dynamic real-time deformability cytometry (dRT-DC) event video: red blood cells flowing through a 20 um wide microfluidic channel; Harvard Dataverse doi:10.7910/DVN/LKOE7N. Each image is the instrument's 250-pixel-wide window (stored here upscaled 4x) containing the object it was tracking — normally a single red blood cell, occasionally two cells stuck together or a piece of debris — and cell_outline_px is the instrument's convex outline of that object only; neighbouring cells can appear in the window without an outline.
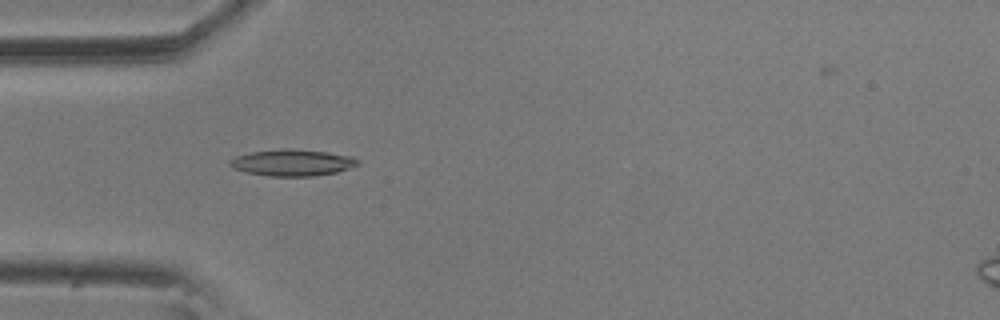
{"species": "common noctule bat (a hibernating species)", "species_latin": "Nyctalus noctula", "temperature_condition": "room temperature", "stored_images_in_passage": 52, "camera_frame_rate_fps": 3000, "um_per_image_px": 0.085, "animal": {"sex": "male", "body_mass_g": 20.5, "forearm_length_mm": 52.5}, "frame": {"image": 1, "passage_image": 12, "time_ms": 3.667, "image_size_px": [1000, 320], "cell_outline_px": [[360, 164], [336, 172], [312, 176], [268, 176], [248, 172], [232, 168], [228, 164], [228, 160], [236, 156], [252, 152], [280, 148], [288, 148], [324, 152], [352, 156], [360, 160]], "centroid_in_image_um": [24.83, 13.82], "position_along_channel_um": 60.2, "area_um2": 19.71}}
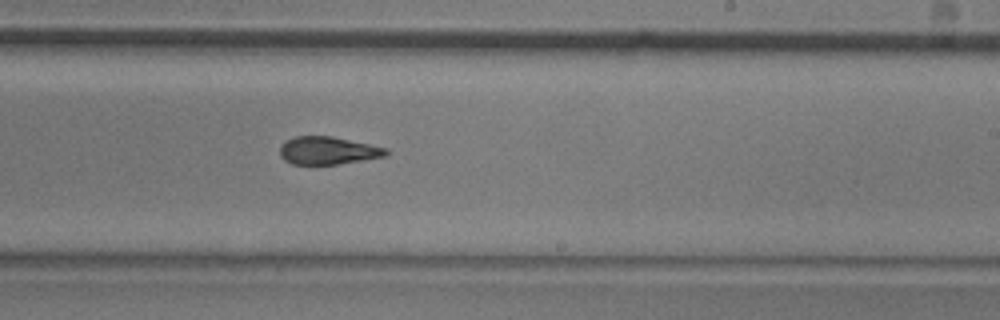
{"frame": {"image": 2, "passage_image": 29, "time_ms": 9.333, "image_size_px": [1000, 320], "cell_outline_px": [[388, 156], [364, 160], [336, 164], [292, 164], [284, 160], [280, 156], [280, 144], [284, 140], [292, 136], [332, 136], [388, 148]], "centroid_in_image_um": [27.85, 12.79], "position_along_channel_um": 261.1, "area_um2": 17.4}}
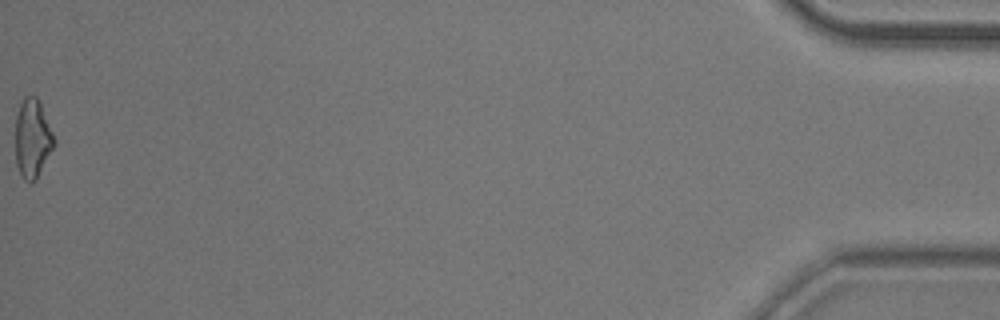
{"frame": {"image": 3, "passage_image": 52, "time_ms": 17.0, "image_size_px": [1000, 320], "cell_outline_px": [[56, 144], [36, 180], [24, 180], [16, 164], [16, 116], [20, 104], [24, 96], [36, 96], [40, 104], [56, 140]], "centroid_in_image_um": [2.77, 11.77], "position_along_channel_um": 432.4, "area_um2": 17.57}, "authors_computed_cell_mechanics": {"area_um2": 17.7735, "velocity_mm_per_s": 3.5658, "shape_relaxation_time_tau1_ms": 4.6845, "shape_relaxation_time_tau2_ms": 2.5072, "deformation_change_tau1": 0.156, "deformation_change_tau2": 0.0893}}